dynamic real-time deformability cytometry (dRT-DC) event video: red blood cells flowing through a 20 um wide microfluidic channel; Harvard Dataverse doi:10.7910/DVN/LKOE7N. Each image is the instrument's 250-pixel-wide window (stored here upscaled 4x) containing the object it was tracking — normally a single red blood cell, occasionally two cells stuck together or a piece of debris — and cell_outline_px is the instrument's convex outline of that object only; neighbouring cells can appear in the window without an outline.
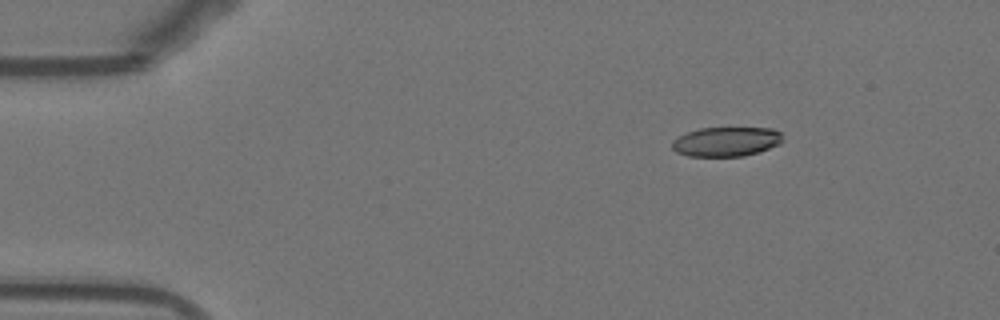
{"species": "Egyptian fruit bat (a non-hibernating species)", "species_latin": "Rousettus aegyptiacus", "temperature_condition": "warm", "stored_images_in_passage": 44, "camera_frame_rate_fps": 3000, "um_per_image_px": 0.085, "animal": {"sex": "female"}, "frame": {"image": 1, "passage_image": 1, "time_ms": 0.0, "image_size_px": [1000, 320], "cell_outline_px": [[784, 140], [780, 144], [744, 156], [688, 156], [676, 152], [672, 148], [672, 140], [676, 136], [700, 128], [772, 128], [780, 132]], "centroid_in_image_um": [61.71, 12.03], "position_along_channel_um": 23.3, "area_um2": 19.02}}
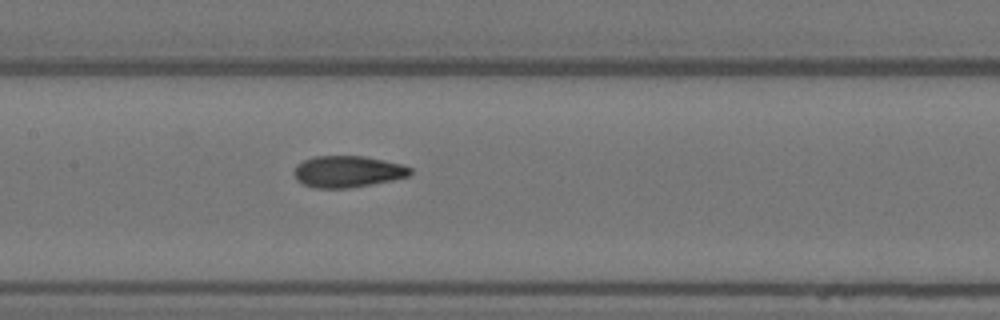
{"frame": {"image": 2, "passage_image": 19, "time_ms": 6.0, "image_size_px": [1000, 320], "cell_outline_px": [[412, 172], [408, 176], [392, 180], [372, 184], [348, 188], [312, 188], [296, 180], [292, 172], [296, 164], [304, 160], [316, 156], [364, 156], [384, 160], [400, 164], [412, 168]], "centroid_in_image_um": [29.51, 14.58], "position_along_channel_um": 177.9, "area_um2": 21.44}}
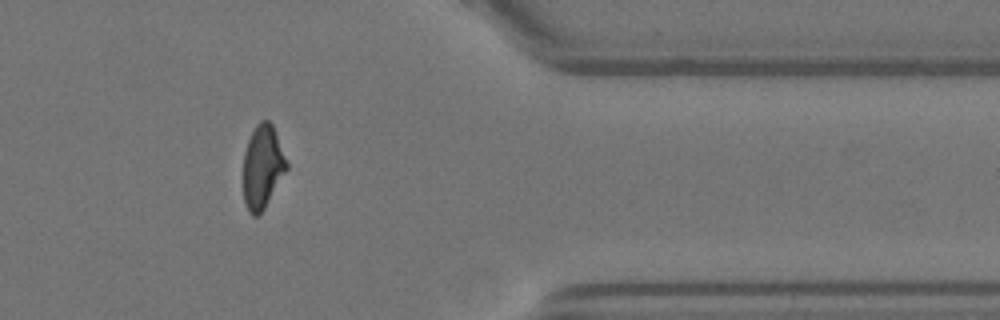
{"frame": {"image": 3, "passage_image": 37, "time_ms": 12.0, "image_size_px": [1000, 320], "cell_outline_px": [[288, 168], [264, 208], [256, 216], [252, 216], [248, 212], [244, 204], [244, 152], [248, 140], [256, 124], [260, 120], [268, 120], [272, 124], [288, 164]], "centroid_in_image_um": [22.3, 14.18], "position_along_channel_um": 389.1, "area_um2": 20.81}, "authors_computed_cell_mechanics": {"area_um2": 21.5016, "velocity_mm_per_s": 3.8447, "shape_relaxation_time_tau1_ms": 9.4767, "shape_relaxation_time_tau2_ms": 1.5409, "deformation_change_tau1": 0.2649, "deformation_change_tau2": 0.0846}}